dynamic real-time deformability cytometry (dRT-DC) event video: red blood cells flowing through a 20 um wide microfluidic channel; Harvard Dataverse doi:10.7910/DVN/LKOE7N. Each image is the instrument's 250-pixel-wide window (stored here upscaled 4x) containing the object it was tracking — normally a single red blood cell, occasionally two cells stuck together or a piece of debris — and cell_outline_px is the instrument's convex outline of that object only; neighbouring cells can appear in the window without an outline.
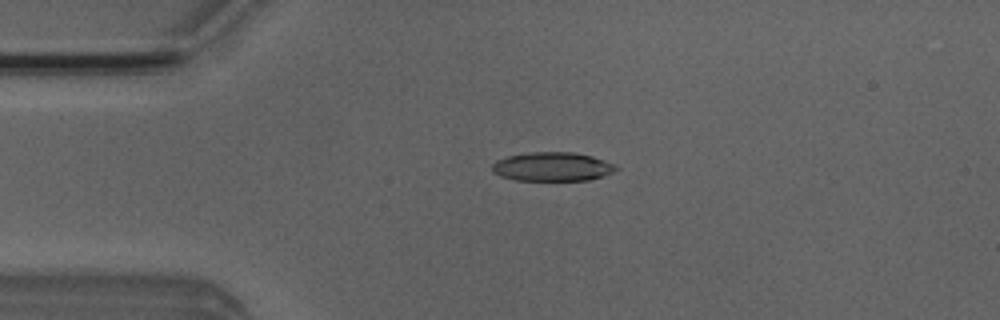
{"species": "Egyptian fruit bat (a non-hibernating species)", "species_latin": "Rousettus aegyptiacus", "temperature_condition": "room temperature", "stored_images_in_passage": 4, "camera_frame_rate_fps": 3000, "um_per_image_px": 0.085, "animal": {"sex": "male"}, "frame": {"image": 1, "passage_image": 4, "time_ms": 3.333, "image_size_px": [1000, 320], "cell_outline_px": [[620, 168], [604, 176], [588, 180], [516, 180], [500, 176], [492, 172], [492, 164], [496, 160], [508, 156], [532, 152], [572, 152], [592, 156], [616, 164]], "centroid_in_image_um": [46.96, 14.17], "position_along_channel_um": 38.0, "area_um2": 20.92}}